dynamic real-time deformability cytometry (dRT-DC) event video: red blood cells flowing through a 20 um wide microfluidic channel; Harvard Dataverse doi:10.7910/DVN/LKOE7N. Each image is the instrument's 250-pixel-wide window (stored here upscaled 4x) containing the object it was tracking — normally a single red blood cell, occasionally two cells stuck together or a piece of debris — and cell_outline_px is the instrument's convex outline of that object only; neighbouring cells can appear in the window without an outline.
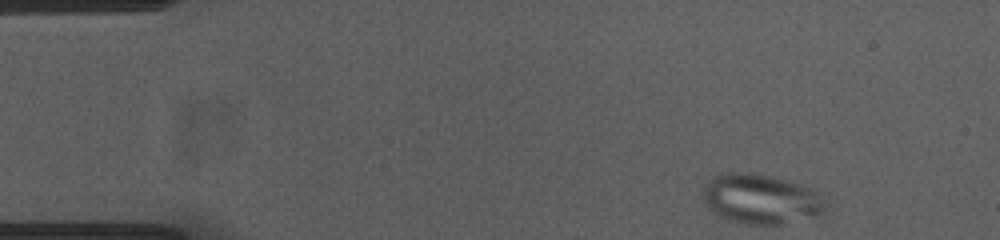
{"species": "common noctule bat (a hibernating species)", "species_latin": "Nyctalus noctula", "temperature_condition": "cold", "stored_images_in_passage": 49, "camera_frame_rate_fps": 3000, "um_per_image_px": 0.085, "animal": {"sex": "female", "body_mass_g": 23.0, "forearm_length_mm": 53.4}, "frame": {"image": 1, "passage_image": 1, "time_ms": 0.0, "image_size_px": [1000, 240], "cell_outline_px": [[824, 212], [816, 216], [780, 224], [744, 224], [728, 220], [712, 212], [704, 204], [700, 192], [704, 184], [708, 180], [716, 176], [728, 172], [752, 172], [772, 176], [800, 184], [812, 188], [816, 192]], "centroid_in_image_um": [64.55, 16.9], "position_along_channel_um": 20.5, "area_um2": 35.49}}
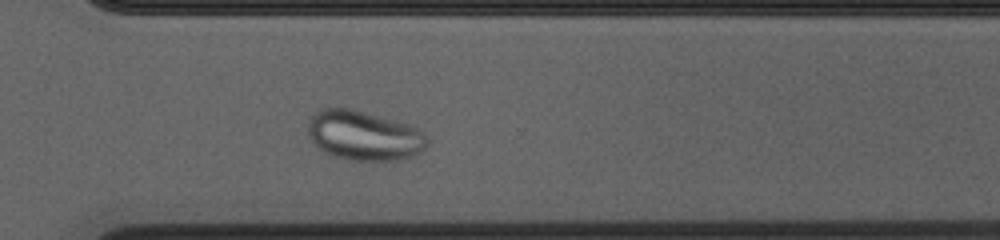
{"frame": {"image": 2, "passage_image": 34, "time_ms": 11.0, "image_size_px": [1000, 240], "cell_outline_px": [[428, 144], [424, 148], [412, 156], [396, 160], [348, 160], [332, 156], [312, 144], [308, 136], [308, 120], [320, 108], [352, 108], [396, 120], [408, 124], [424, 132], [428, 136]], "centroid_in_image_um": [30.91, 11.51], "position_along_channel_um": 339.7, "area_um2": 34.8}}
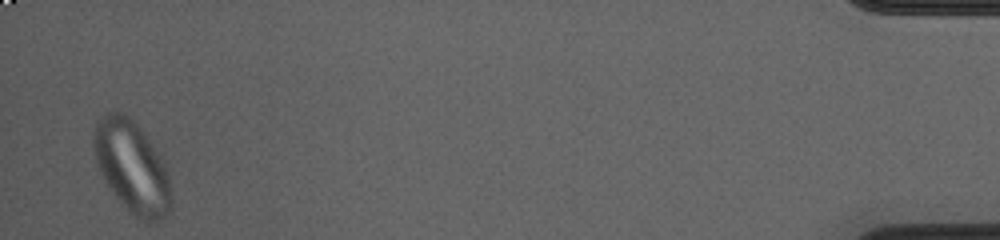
{"frame": {"image": 3, "passage_image": 48, "time_ms": 15.667, "image_size_px": [1000, 240], "cell_outline_px": [[172, 208], [168, 216], [160, 224], [144, 224], [128, 212], [112, 192], [104, 180], [96, 164], [92, 132], [96, 120], [100, 116], [108, 112], [124, 112], [144, 132], [152, 144], [164, 164], [168, 172], [172, 200]], "centroid_in_image_um": [11.23, 14.27], "position_along_channel_um": 424.0, "area_um2": 42.48}}